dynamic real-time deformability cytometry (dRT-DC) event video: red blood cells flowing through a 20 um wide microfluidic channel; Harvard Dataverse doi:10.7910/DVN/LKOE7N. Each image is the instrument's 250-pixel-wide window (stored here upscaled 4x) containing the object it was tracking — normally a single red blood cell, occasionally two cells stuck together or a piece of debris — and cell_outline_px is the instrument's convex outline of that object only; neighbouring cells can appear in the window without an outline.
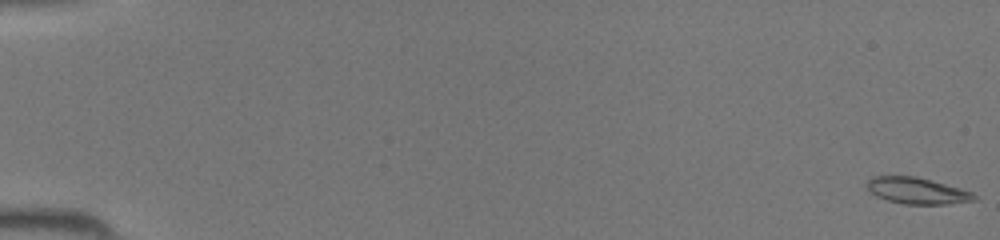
{"species": "common noctule bat (a hibernating species)", "species_latin": "Nyctalus noctula", "temperature_condition": "room temperature", "stored_images_in_passage": 46, "camera_frame_rate_fps": 3000, "um_per_image_px": 0.085, "animal": {"sex": "female", "body_mass_g": 19.5, "forearm_length_mm": 54.1}, "frame": {"image": 1, "passage_image": 1, "time_ms": 0.0, "image_size_px": [1000, 240], "cell_outline_px": [[976, 200], [948, 204], [904, 204], [888, 200], [876, 196], [868, 188], [868, 180], [872, 176], [916, 176], [932, 180], [960, 188], [972, 192], [976, 196]], "centroid_in_image_um": [77.97, 16.21], "position_along_channel_um": 7.0, "area_um2": 16.36}}
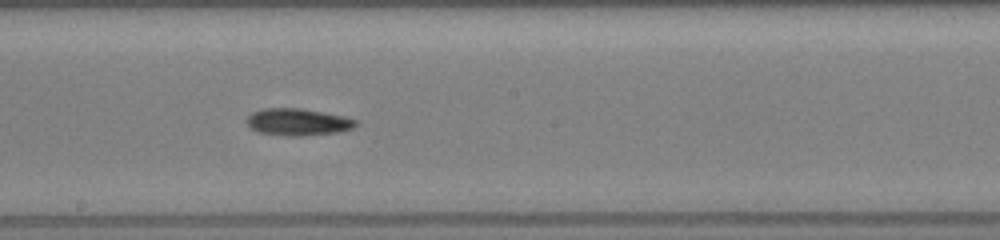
{"frame": {"image": 2, "passage_image": 27, "time_ms": 8.667, "image_size_px": [1000, 240], "cell_outline_px": [[360, 120], [352, 128], [336, 132], [300, 136], [288, 136], [260, 132], [252, 128], [244, 120], [252, 112], [264, 108], [300, 108], [344, 116]], "centroid_in_image_um": [25.31, 10.36], "position_along_channel_um": 222.9, "area_um2": 17.05}}
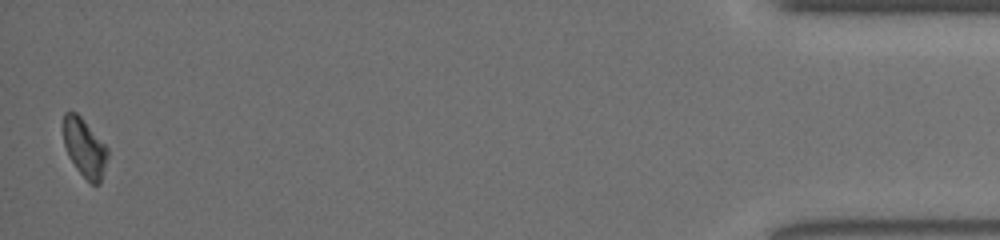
{"frame": {"image": 3, "passage_image": 46, "time_ms": 15.0, "image_size_px": [1000, 240], "cell_outline_px": [[108, 156], [100, 184], [92, 184], [76, 168], [68, 156], [64, 144], [64, 112], [76, 112], [84, 120], [108, 148]], "centroid_in_image_um": [7.2, 12.57], "position_along_channel_um": 428.0, "area_um2": 14.85}}